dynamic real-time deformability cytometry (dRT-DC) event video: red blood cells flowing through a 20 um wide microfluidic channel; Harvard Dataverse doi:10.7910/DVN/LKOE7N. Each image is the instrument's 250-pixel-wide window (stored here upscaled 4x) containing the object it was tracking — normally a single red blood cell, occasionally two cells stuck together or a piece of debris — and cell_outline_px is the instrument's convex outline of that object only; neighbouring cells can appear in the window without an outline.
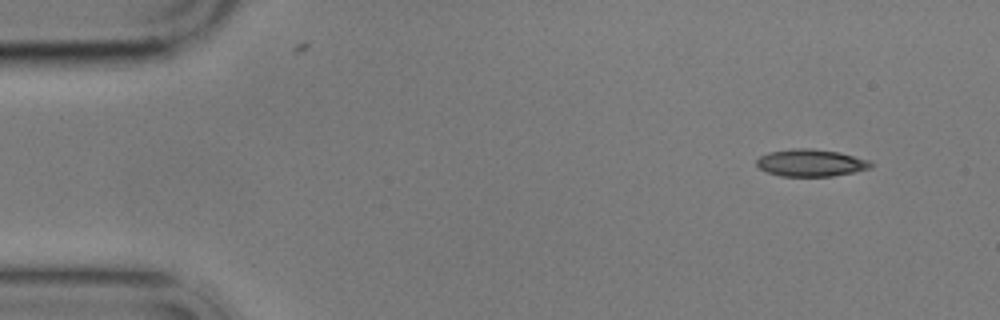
{"species": "common noctule bat (a hibernating species)", "species_latin": "Nyctalus noctula", "temperature_condition": "cold", "stored_images_in_passage": 4, "camera_frame_rate_fps": 3000, "um_per_image_px": 0.085, "animal": {"sex": "male", "body_mass_g": 17.9}, "frame": {"image": 1, "passage_image": 1, "time_ms": 0.0, "image_size_px": [1000, 320], "cell_outline_px": [[876, 164], [868, 168], [852, 172], [832, 176], [780, 176], [768, 172], [760, 168], [756, 164], [756, 160], [760, 156], [768, 152], [792, 148], [812, 148], [840, 152], [868, 160]], "centroid_in_image_um": [68.9, 13.83], "position_along_channel_um": 16.1, "area_um2": 18.09}}
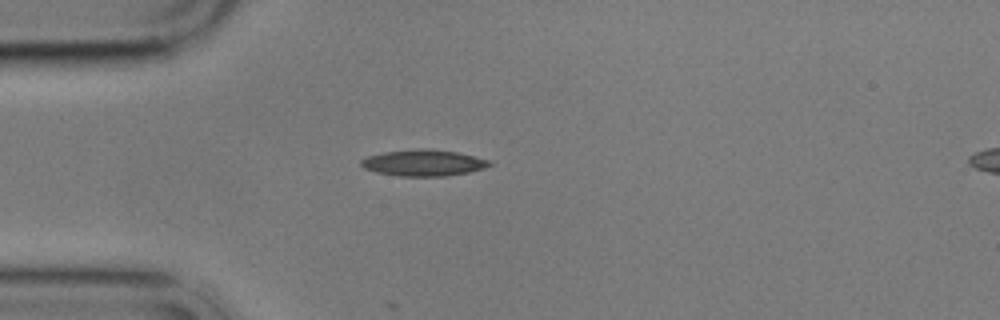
{"frame": {"image": 2, "passage_image": 4, "time_ms": 3.333, "image_size_px": [1000, 320], "cell_outline_px": [[492, 164], [484, 168], [468, 172], [448, 176], [400, 176], [376, 172], [364, 168], [360, 164], [360, 160], [368, 156], [384, 152], [420, 148], [428, 148], [456, 152], [492, 160]], "centroid_in_image_um": [36.01, 13.84], "position_along_channel_um": 49.0, "area_um2": 19.71}}